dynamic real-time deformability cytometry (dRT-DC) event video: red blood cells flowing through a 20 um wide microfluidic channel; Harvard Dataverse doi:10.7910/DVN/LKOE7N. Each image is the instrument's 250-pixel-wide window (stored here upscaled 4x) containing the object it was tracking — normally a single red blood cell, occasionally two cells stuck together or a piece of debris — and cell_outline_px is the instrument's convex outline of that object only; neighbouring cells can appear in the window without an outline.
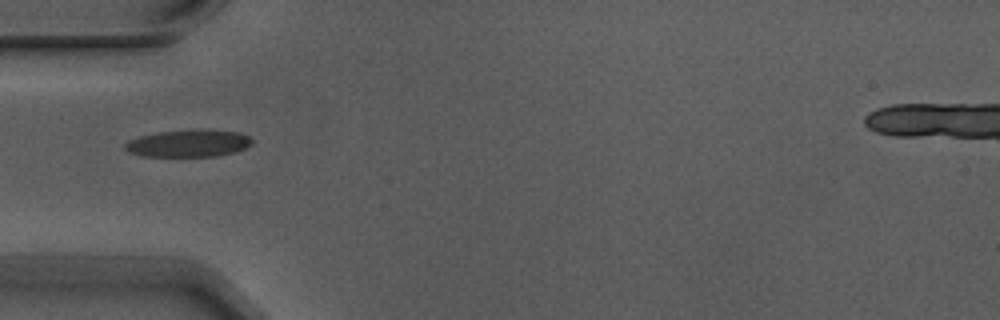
{"species": "Egyptian fruit bat (a non-hibernating species)", "species_latin": "Rousettus aegyptiacus", "temperature_condition": "warm", "stored_images_in_passage": 2, "camera_frame_rate_fps": 3000, "um_per_image_px": 0.085, "animal": {"sex": "male"}, "frame": {"image": 1, "passage_image": 1, "time_ms": 0.0, "image_size_px": [1000, 320], "cell_outline_px": [[252, 144], [244, 148], [232, 152], [216, 156], [140, 156], [128, 152], [124, 148], [124, 144], [128, 140], [140, 136], [160, 132], [204, 128], [240, 132], [248, 136], [252, 140]], "centroid_in_image_um": [16.01, 12.17], "position_along_channel_um": 69.0, "area_um2": 20.29}}